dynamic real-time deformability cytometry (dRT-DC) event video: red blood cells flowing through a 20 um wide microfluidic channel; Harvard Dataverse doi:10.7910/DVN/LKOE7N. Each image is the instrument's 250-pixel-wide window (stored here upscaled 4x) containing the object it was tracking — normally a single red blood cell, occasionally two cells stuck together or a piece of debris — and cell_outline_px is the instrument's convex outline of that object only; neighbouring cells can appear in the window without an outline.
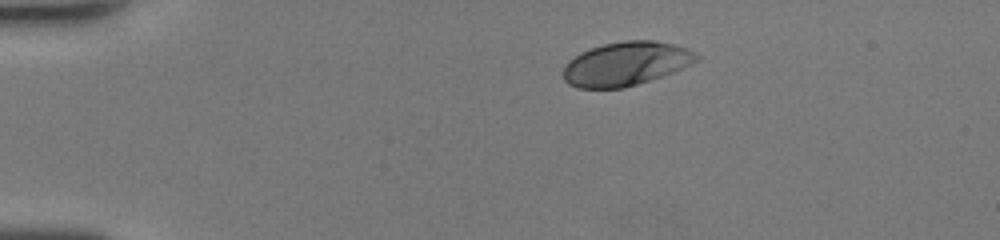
{"species": "human", "species_latin": "Homo sapiens", "temperature_condition": "room temperature", "stored_images_in_passage": 39, "camera_frame_rate_fps": 3000, "um_per_image_px": 0.085, "donor": {"sex": "female"}, "frame": {"image": 1, "passage_image": 1, "time_ms": 0.0, "image_size_px": [1000, 240], "cell_outline_px": [[700, 56], [696, 60], [672, 72], [624, 88], [576, 88], [568, 84], [564, 80], [564, 64], [568, 60], [580, 52], [604, 44], [624, 40], [656, 40], [676, 44], [688, 48], [696, 52]], "centroid_in_image_um": [53.17, 5.4], "position_along_channel_um": 31.8, "area_um2": 33.93}}
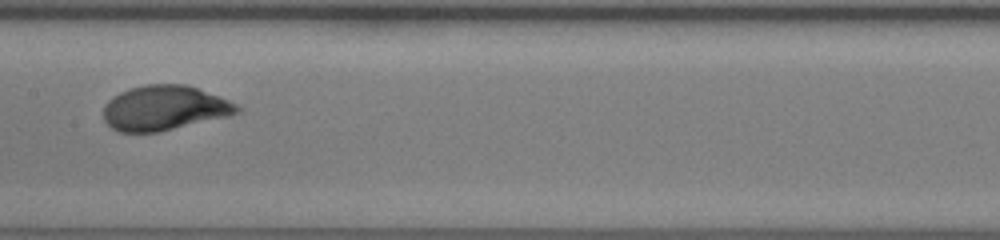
{"frame": {"image": 2, "passage_image": 17, "time_ms": 5.333, "image_size_px": [1000, 240], "cell_outline_px": [[240, 112], [228, 116], [156, 132], [120, 132], [112, 128], [104, 120], [104, 104], [112, 96], [128, 88], [144, 84], [184, 84], [196, 88], [228, 100], [236, 104], [240, 108]], "centroid_in_image_um": [13.92, 9.17], "position_along_channel_um": 193.5, "area_um2": 34.62}}
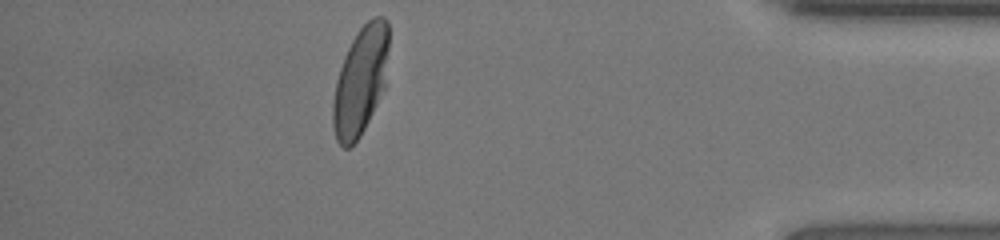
{"frame": {"image": 3, "passage_image": 34, "time_ms": 11.0, "image_size_px": [1000, 240], "cell_outline_px": [[388, 48], [384, 88], [360, 136], [348, 148], [344, 148], [336, 140], [332, 124], [332, 104], [336, 80], [344, 56], [356, 32], [372, 16], [384, 16], [388, 20]], "centroid_in_image_um": [30.62, 6.85], "position_along_channel_um": 404.6, "area_um2": 35.03}, "authors_computed_cell_mechanics": {"area_um2": 34.9112, "velocity_mm_per_s": 4.3962, "shape_relaxation_time_tau1_ms": 2.5404, "shape_relaxation_time_tau2_ms": null, "deformation_change_tau1": 0.1665, "deformation_change_tau2": null}}